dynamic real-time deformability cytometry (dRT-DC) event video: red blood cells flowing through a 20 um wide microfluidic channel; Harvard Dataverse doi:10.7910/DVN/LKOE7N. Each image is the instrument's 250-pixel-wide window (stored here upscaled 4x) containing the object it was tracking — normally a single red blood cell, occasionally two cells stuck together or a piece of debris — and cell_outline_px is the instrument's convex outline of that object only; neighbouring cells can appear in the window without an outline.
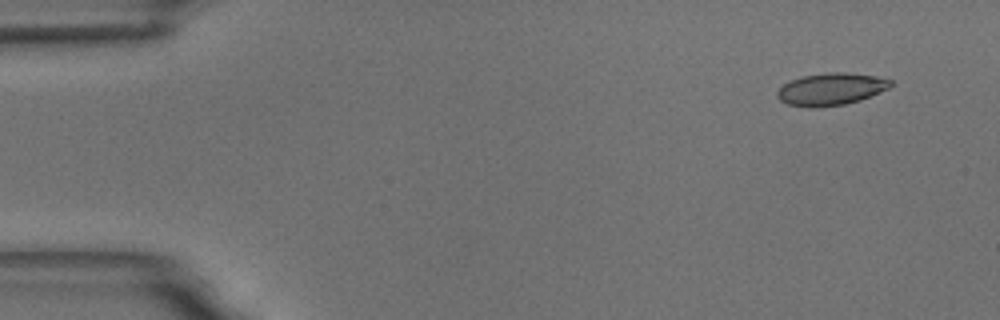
{"species": "common noctule bat (a hibernating species)", "species_latin": "Nyctalus noctula", "temperature_condition": "room temperature", "stored_images_in_passage": 7, "camera_frame_rate_fps": 3000, "um_per_image_px": 0.085, "animal": {"sex": "male", "body_mass_g": 18.8}, "frame": {"image": 1, "passage_image": 1, "time_ms": 0.0, "image_size_px": [1000, 320], "cell_outline_px": [[892, 84], [888, 88], [860, 100], [844, 104], [808, 108], [788, 104], [780, 100], [776, 96], [776, 92], [784, 84], [800, 76], [828, 72], [844, 72], [876, 76], [892, 80]], "centroid_in_image_um": [70.6, 7.57], "position_along_channel_um": 14.4, "area_um2": 21.15}}
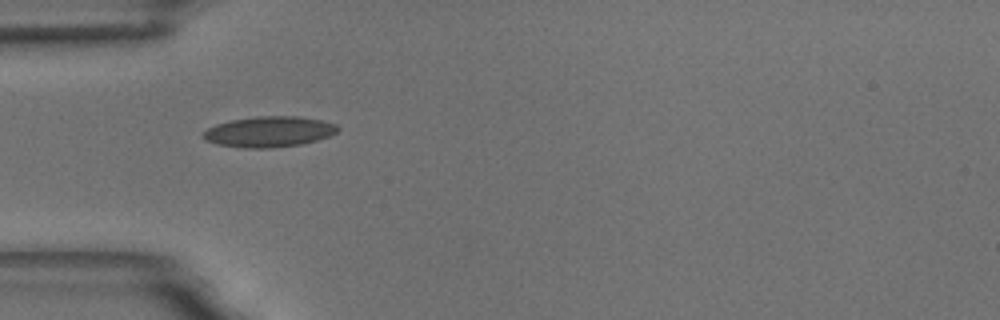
{"frame": {"image": 2, "passage_image": 5, "time_ms": 4.333, "image_size_px": [1000, 320], "cell_outline_px": [[340, 128], [336, 132], [328, 136], [316, 140], [300, 144], [272, 148], [244, 148], [216, 144], [204, 140], [204, 132], [208, 128], [216, 124], [232, 120], [256, 116], [296, 116], [320, 120], [336, 124]], "centroid_in_image_um": [22.86, 11.2], "position_along_channel_um": 62.1, "area_um2": 23.87}}
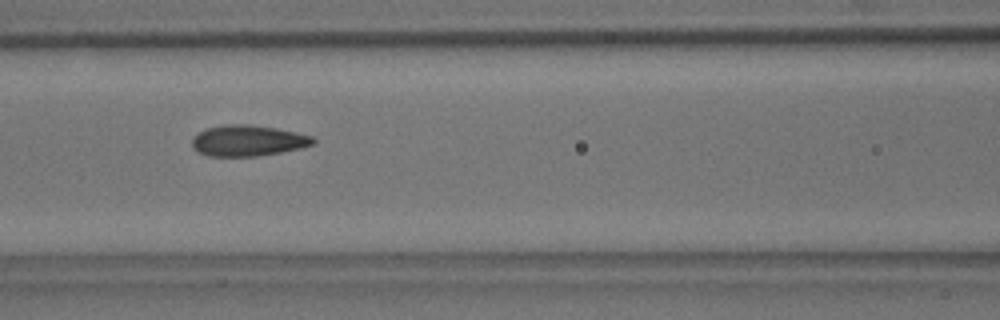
{"frame": {"image": 3, "passage_image": 7, "time_ms": 6.667, "image_size_px": [1000, 320], "cell_outline_px": [[316, 144], [300, 148], [280, 152], [256, 156], [208, 156], [192, 148], [192, 140], [204, 128], [224, 124], [248, 124], [276, 128], [296, 132], [312, 136], [316, 140]], "centroid_in_image_um": [21.09, 11.94], "position_along_channel_um": 145.5, "area_um2": 21.85}}